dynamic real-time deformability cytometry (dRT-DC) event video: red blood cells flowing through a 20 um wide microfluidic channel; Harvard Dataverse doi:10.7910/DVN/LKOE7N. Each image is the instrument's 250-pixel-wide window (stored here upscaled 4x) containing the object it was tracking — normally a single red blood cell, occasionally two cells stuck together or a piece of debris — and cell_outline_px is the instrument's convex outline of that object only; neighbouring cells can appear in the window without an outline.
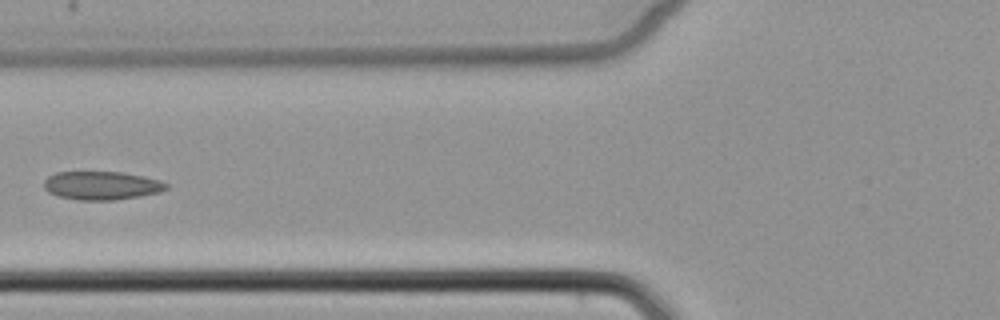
{"species": "common noctule bat (a hibernating species)", "species_latin": "Nyctalus noctula", "temperature_condition": "cold", "stored_images_in_passage": 6, "camera_frame_rate_fps": 3000, "um_per_image_px": 0.085, "animal": {"sex": "female", "body_mass_g": 22.7, "forearm_length_mm": 54.2}, "frame": {"image": 1, "passage_image": 6, "time_ms": 6.0, "image_size_px": [1000, 320], "cell_outline_px": [[168, 188], [160, 192], [140, 196], [116, 200], [80, 200], [60, 196], [48, 192], [44, 188], [44, 180], [48, 176], [56, 172], [120, 172], [144, 176], [160, 180], [168, 184]], "centroid_in_image_um": [8.65, 15.77], "position_along_channel_um": 117.1, "area_um2": 20.29}}